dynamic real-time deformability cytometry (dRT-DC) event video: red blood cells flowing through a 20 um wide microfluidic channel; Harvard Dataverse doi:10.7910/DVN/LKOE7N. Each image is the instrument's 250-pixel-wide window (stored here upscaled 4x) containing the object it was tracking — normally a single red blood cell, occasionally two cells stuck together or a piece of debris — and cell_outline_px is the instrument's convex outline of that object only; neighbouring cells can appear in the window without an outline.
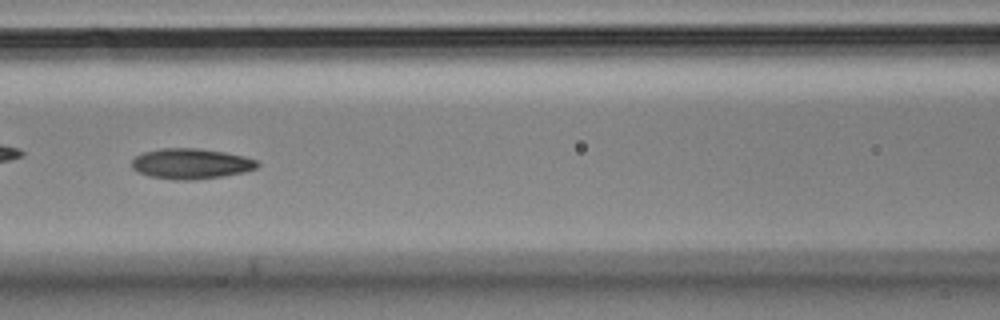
{"species": "Egyptian fruit bat (a non-hibernating species)", "species_latin": "Rousettus aegyptiacus", "temperature_condition": "cold", "stored_images_in_passage": 52, "camera_frame_rate_fps": 3000, "um_per_image_px": 0.085, "animal": {"sex": "male"}, "frame": {"image": 1, "passage_image": 23, "time_ms": 7.333, "image_size_px": [1000, 320], "cell_outline_px": [[260, 164], [256, 168], [244, 172], [224, 176], [192, 180], [176, 180], [148, 176], [132, 168], [132, 160], [136, 156], [144, 152], [160, 148], [200, 148], [224, 152], [244, 156], [256, 160]], "centroid_in_image_um": [16.24, 13.91], "position_along_channel_um": 150.4, "area_um2": 22.31}}
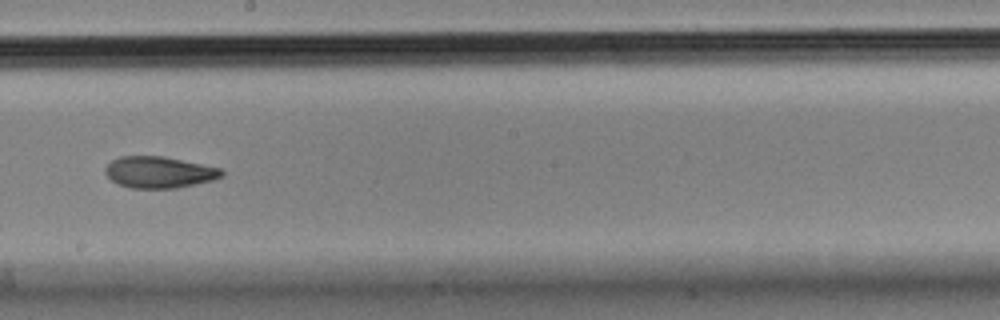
{"frame": {"image": 2, "passage_image": 30, "time_ms": 9.667, "image_size_px": [1000, 320], "cell_outline_px": [[224, 176], [212, 180], [176, 188], [128, 188], [116, 184], [104, 172], [104, 168], [112, 160], [120, 156], [164, 156], [220, 168], [224, 172]], "centroid_in_image_um": [13.5, 14.64], "position_along_channel_um": 234.7, "area_um2": 21.39}, "authors_computed_cell_mechanics": {"area_um2": 21.7328, "velocity_mm_per_s": 3.623, "shape_relaxation_time_tau1_ms": 5.2886, "shape_relaxation_time_tau2_ms": 3.0836, "deformation_change_tau1": 0.1514, "deformation_change_tau2": 0.0917}}